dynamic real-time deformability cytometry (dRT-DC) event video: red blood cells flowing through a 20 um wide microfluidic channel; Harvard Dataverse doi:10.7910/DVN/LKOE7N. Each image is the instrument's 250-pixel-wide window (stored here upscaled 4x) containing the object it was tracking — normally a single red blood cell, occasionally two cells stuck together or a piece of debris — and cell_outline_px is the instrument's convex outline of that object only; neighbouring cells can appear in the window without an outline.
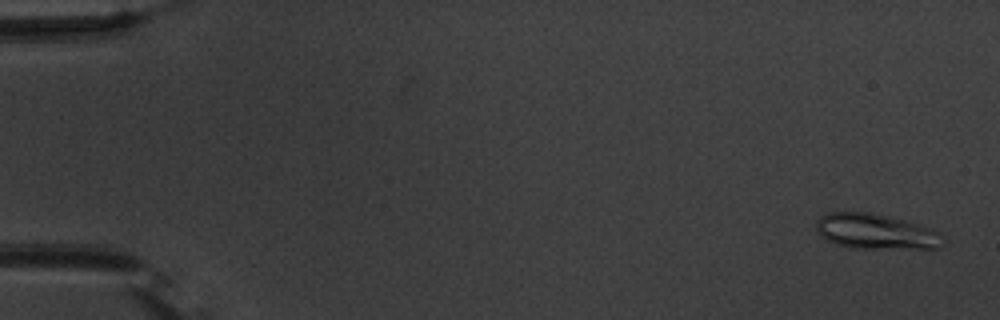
{"species": "common noctule bat (a hibernating species)", "species_latin": "Nyctalus noctula", "temperature_condition": "warm", "stored_images_in_passage": 54, "camera_frame_rate_fps": 3000, "um_per_image_px": 0.085, "animal": {"sex": "male", "body_mass_g": 20.1, "forearm_length_mm": 53.5}, "frame": {"image": 1, "passage_image": 2, "time_ms": 0.333, "image_size_px": [1000, 320], "cell_outline_px": [[944, 244], [940, 248], [848, 248], [836, 244], [820, 236], [816, 228], [816, 220], [820, 216], [828, 212], [872, 212], [904, 220], [940, 232], [944, 240]], "centroid_in_image_um": [74.41, 19.68], "position_along_channel_um": 10.6, "area_um2": 26.13}}
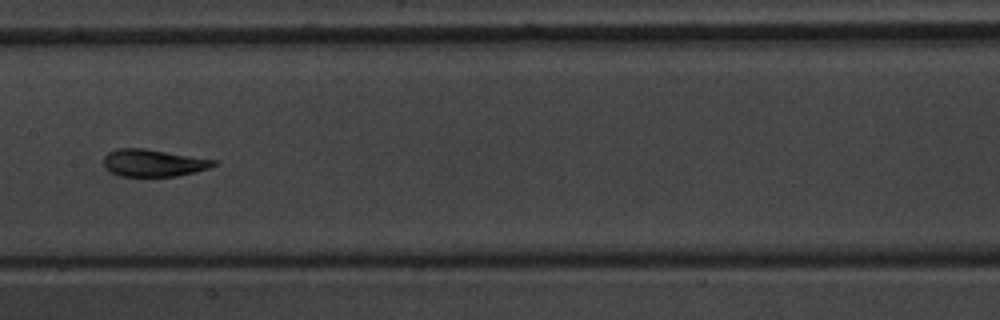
{"frame": {"image": 2, "passage_image": 28, "time_ms": 9.0, "image_size_px": [1000, 320], "cell_outline_px": [[216, 164], [208, 168], [176, 176], [120, 176], [108, 172], [104, 164], [104, 156], [108, 152], [116, 148], [144, 148], [216, 160]], "centroid_in_image_um": [12.97, 13.84], "position_along_channel_um": 194.4, "area_um2": 17.34}}
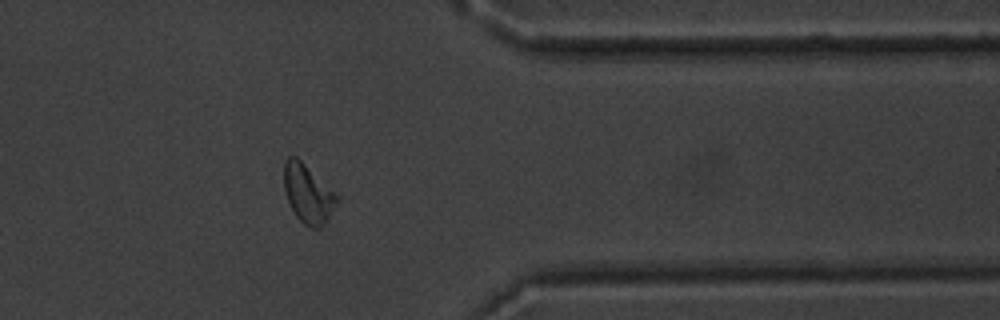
{"frame": {"image": 3, "passage_image": 44, "time_ms": 14.333, "image_size_px": [1000, 320], "cell_outline_px": [[340, 200], [328, 220], [320, 228], [312, 228], [304, 224], [296, 216], [284, 192], [284, 160], [288, 156], [296, 156], [340, 196]], "centroid_in_image_um": [26.2, 16.47], "position_along_channel_um": 385.2, "area_um2": 18.26}, "authors_computed_cell_mechanics": {"area_um2": 17.9469, "velocity_mm_per_s": 3.7848, "shape_relaxation_time_tau1_ms": 3.9699, "shape_relaxation_time_tau2_ms": 1.0772, "deformation_change_tau1": 0.1331, "deformation_change_tau2": 0.0647}}